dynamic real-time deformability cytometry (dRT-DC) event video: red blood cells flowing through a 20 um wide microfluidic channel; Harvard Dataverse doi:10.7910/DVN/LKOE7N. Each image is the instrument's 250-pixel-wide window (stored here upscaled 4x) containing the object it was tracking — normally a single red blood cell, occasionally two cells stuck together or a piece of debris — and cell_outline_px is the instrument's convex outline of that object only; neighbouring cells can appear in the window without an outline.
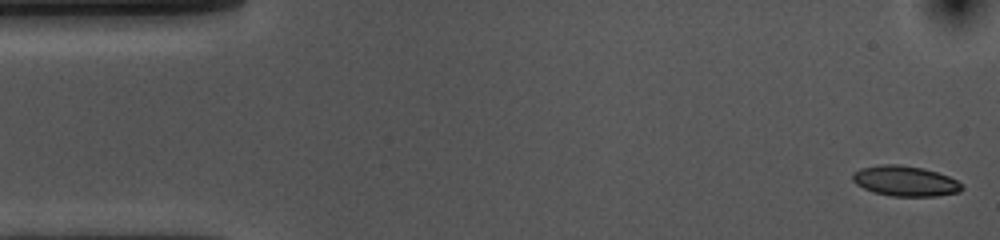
{"species": "common noctule bat (a hibernating species)", "species_latin": "Nyctalus noctula", "temperature_condition": "cold", "stored_images_in_passage": 54, "camera_frame_rate_fps": 3000, "um_per_image_px": 0.085, "animal": {"sex": "female", "body_mass_g": 10.0, "forearm_length_mm": 53.1}, "frame": {"image": 1, "passage_image": 1, "time_ms": 0.0, "image_size_px": [1000, 240], "cell_outline_px": [[964, 188], [960, 192], [936, 196], [892, 196], [872, 192], [856, 184], [852, 180], [852, 172], [860, 168], [880, 164], [900, 164], [924, 168], [948, 176], [956, 180]], "centroid_in_image_um": [76.91, 15.38], "position_along_channel_um": 8.1, "area_um2": 19.42}}
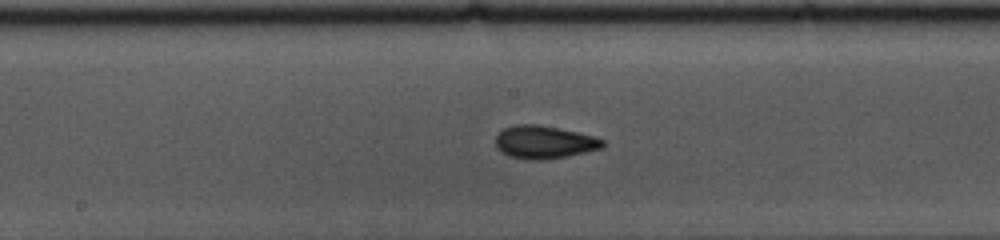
{"frame": {"image": 2, "passage_image": 26, "time_ms": 8.333, "image_size_px": [1000, 240], "cell_outline_px": [[604, 144], [600, 148], [584, 152], [544, 160], [528, 160], [508, 156], [500, 152], [496, 148], [496, 136], [504, 128], [516, 124], [536, 124], [596, 136], [604, 140]], "centroid_in_image_um": [46.21, 12.09], "position_along_channel_um": 202.0, "area_um2": 20.4}}
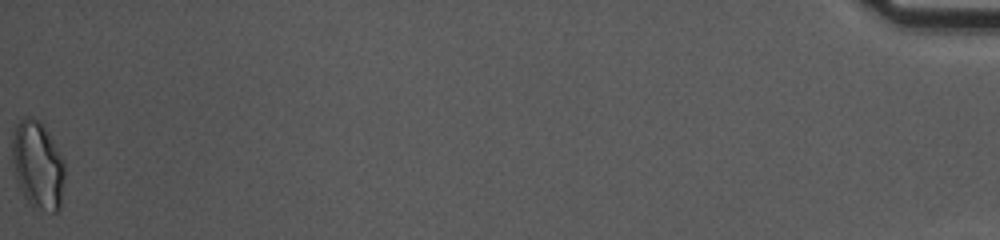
{"frame": {"image": 3, "passage_image": 54, "time_ms": 17.667, "image_size_px": [1000, 240], "cell_outline_px": [[64, 180], [60, 208], [56, 212], [52, 212], [40, 208], [32, 204], [24, 196], [16, 180], [12, 160], [12, 140], [16, 124], [20, 120], [28, 116], [32, 116], [40, 120], [44, 124], [64, 160]], "centroid_in_image_um": [3.21, 13.98], "position_along_channel_um": 432.0, "area_um2": 26.88}, "authors_computed_cell_mechanics": {"area_um2": 19.7676, "velocity_mm_per_s": 3.6212, "shape_relaxation_time_tau1_ms": 5.1439, "shape_relaxation_time_tau2_ms": 1.5956, "deformation_change_tau1": 0.1305, "deformation_change_tau2": 0.0777}}